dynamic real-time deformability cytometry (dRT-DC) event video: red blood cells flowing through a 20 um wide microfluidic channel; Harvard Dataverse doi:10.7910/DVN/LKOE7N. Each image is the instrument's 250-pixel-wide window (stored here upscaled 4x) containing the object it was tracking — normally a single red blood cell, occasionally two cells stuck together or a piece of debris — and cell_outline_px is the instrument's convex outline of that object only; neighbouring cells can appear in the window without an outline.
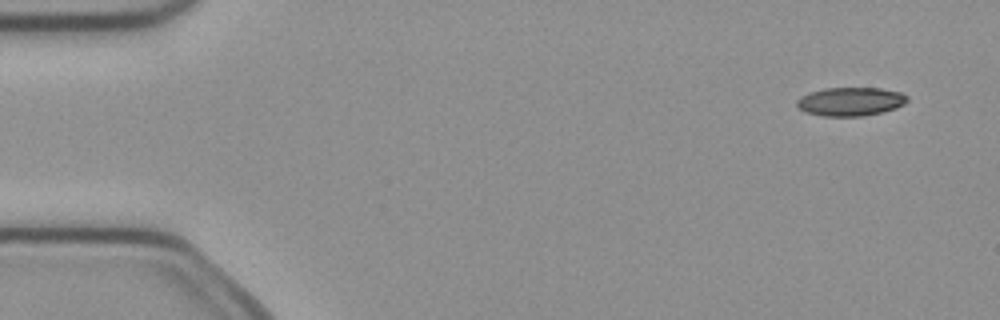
{"species": "common noctule bat (a hibernating species)", "species_latin": "Nyctalus noctula", "temperature_condition": "cold", "stored_images_in_passage": 4, "camera_frame_rate_fps": 3000, "um_per_image_px": 0.085, "animal": {"sex": "female", "body_mass_g": 21.9}, "frame": {"image": 1, "passage_image": 4, "time_ms": 1.0, "image_size_px": [1000, 320], "cell_outline_px": [[908, 100], [904, 104], [896, 108], [884, 112], [864, 116], [820, 116], [804, 112], [796, 104], [796, 100], [800, 96], [808, 92], [824, 88], [880, 88], [900, 92], [908, 96]], "centroid_in_image_um": [72.28, 8.63], "position_along_channel_um": 12.7, "area_um2": 18.67}}